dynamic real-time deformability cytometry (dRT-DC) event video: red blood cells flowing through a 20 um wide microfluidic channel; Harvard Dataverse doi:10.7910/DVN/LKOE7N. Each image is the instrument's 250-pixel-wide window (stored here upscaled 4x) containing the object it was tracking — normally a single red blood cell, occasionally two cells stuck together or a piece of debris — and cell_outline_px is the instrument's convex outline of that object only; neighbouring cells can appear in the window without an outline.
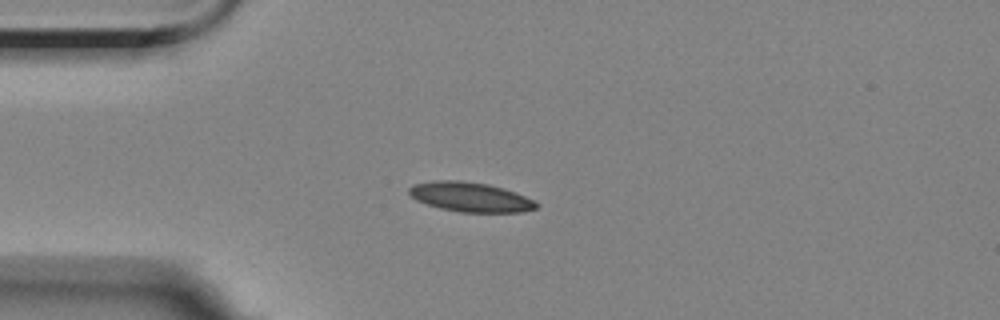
{"species": "Egyptian fruit bat (a non-hibernating species)", "species_latin": "Rousettus aegyptiacus", "temperature_condition": "room temperature", "stored_images_in_passage": 5, "camera_frame_rate_fps": 3000, "um_per_image_px": 0.085, "animal": {"sex": "female"}, "frame": {"image": 1, "passage_image": 1, "time_ms": 0.0, "image_size_px": [1000, 320], "cell_outline_px": [[540, 204], [536, 208], [520, 212], [460, 212], [440, 208], [416, 200], [408, 192], [408, 188], [416, 184], [432, 180], [460, 180], [488, 184], [504, 188], [516, 192]], "centroid_in_image_um": [39.98, 16.74], "position_along_channel_um": 45.0, "area_um2": 21.85}}
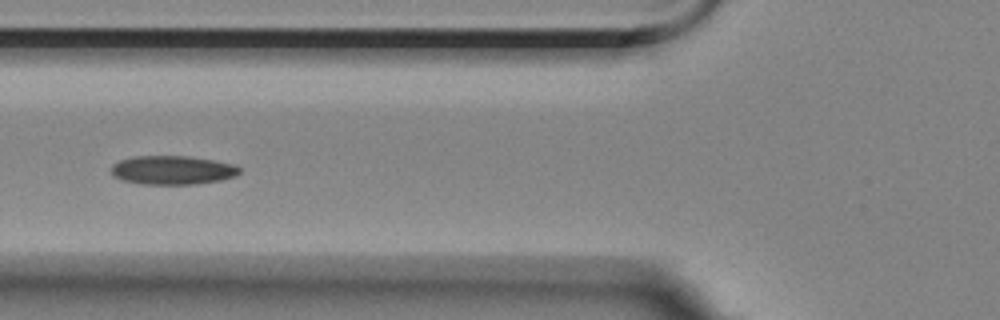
{"frame": {"image": 2, "passage_image": 3, "time_ms": 2.333, "image_size_px": [1000, 320], "cell_outline_px": [[240, 172], [236, 176], [220, 180], [196, 184], [140, 184], [124, 180], [112, 176], [112, 164], [120, 160], [136, 156], [188, 156], [236, 164], [240, 168]], "centroid_in_image_um": [14.68, 14.46], "position_along_channel_um": 111.1, "area_um2": 21.56}}
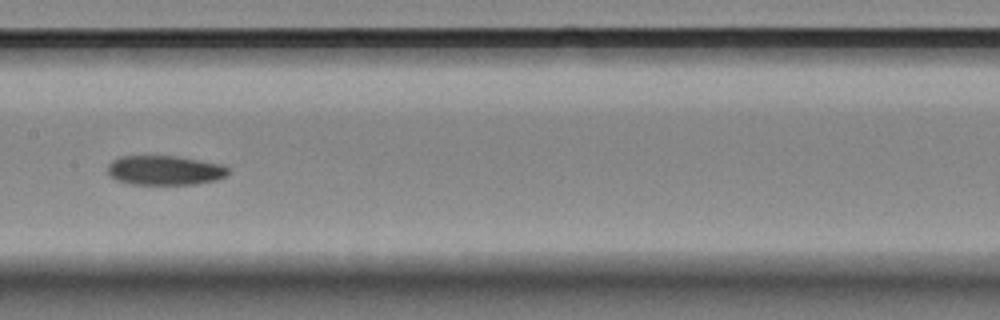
{"frame": {"image": 3, "passage_image": 5, "time_ms": 4.667, "image_size_px": [1000, 320], "cell_outline_px": [[228, 172], [224, 176], [216, 180], [196, 184], [132, 184], [116, 180], [108, 172], [108, 164], [112, 160], [120, 156], [176, 156], [220, 164], [228, 168]], "centroid_in_image_um": [13.97, 14.47], "position_along_channel_um": 193.4, "area_um2": 20.52}}